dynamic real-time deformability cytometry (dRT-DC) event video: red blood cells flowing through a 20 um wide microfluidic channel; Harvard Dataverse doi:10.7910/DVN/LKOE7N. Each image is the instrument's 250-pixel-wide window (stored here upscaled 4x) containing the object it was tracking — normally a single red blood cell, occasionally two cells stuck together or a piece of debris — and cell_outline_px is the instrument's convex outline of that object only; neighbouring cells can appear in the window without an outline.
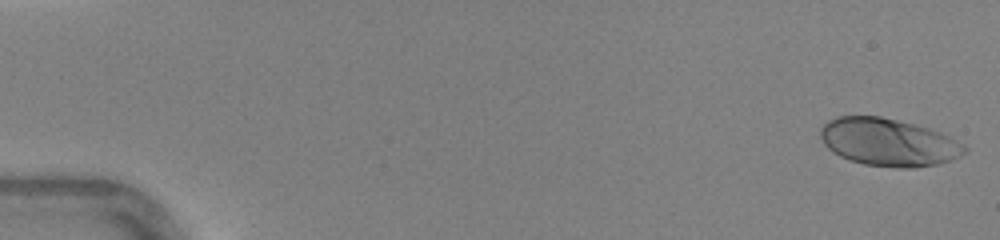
{"species": "human", "species_latin": "Homo sapiens", "temperature_condition": "warm", "stored_images_in_passage": 46, "camera_frame_rate_fps": 3000, "um_per_image_px": 0.085, "donor": {"sex": "female"}, "frame": {"image": 1, "passage_image": 1, "time_ms": 0.0, "image_size_px": [1000, 240], "cell_outline_px": [[968, 152], [960, 156], [936, 164], [912, 168], [896, 168], [864, 164], [848, 160], [832, 152], [824, 144], [820, 136], [820, 128], [828, 120], [836, 116], [880, 116], [928, 128], [940, 132], [964, 144], [968, 148]], "centroid_in_image_um": [75.49, 12.09], "position_along_channel_um": 9.5, "area_um2": 40.0}}
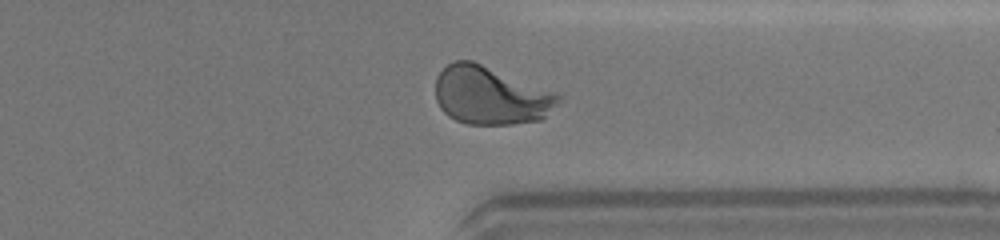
{"frame": {"image": 2, "passage_image": 36, "time_ms": 11.667, "image_size_px": [1000, 240], "cell_outline_px": [[560, 100], [544, 120], [512, 124], [468, 124], [456, 120], [448, 116], [440, 108], [436, 100], [436, 76], [448, 64], [456, 60], [472, 60], [556, 92], [560, 96]], "centroid_in_image_um": [41.71, 8.12], "position_along_channel_um": 369.7, "area_um2": 41.79}}
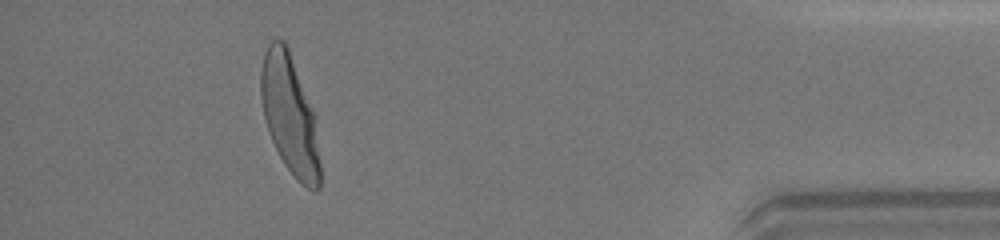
{"frame": {"image": 3, "passage_image": 42, "time_ms": 13.667, "image_size_px": [1000, 240], "cell_outline_px": [[320, 188], [316, 192], [312, 192], [300, 184], [296, 180], [284, 164], [268, 132], [264, 120], [260, 96], [260, 72], [264, 52], [268, 44], [272, 40], [284, 40], [288, 48], [316, 116], [320, 164]], "centroid_in_image_um": [24.63, 9.81], "position_along_channel_um": 410.6, "area_um2": 41.62}, "authors_computed_cell_mechanics": {"area_um2": 39.1884, "velocity_mm_per_s": 4.394, "shape_relaxation_time_tau1_ms": 2.8933, "shape_relaxation_time_tau2_ms": null, "deformation_change_tau1": 0.1967, "deformation_change_tau2": null}}